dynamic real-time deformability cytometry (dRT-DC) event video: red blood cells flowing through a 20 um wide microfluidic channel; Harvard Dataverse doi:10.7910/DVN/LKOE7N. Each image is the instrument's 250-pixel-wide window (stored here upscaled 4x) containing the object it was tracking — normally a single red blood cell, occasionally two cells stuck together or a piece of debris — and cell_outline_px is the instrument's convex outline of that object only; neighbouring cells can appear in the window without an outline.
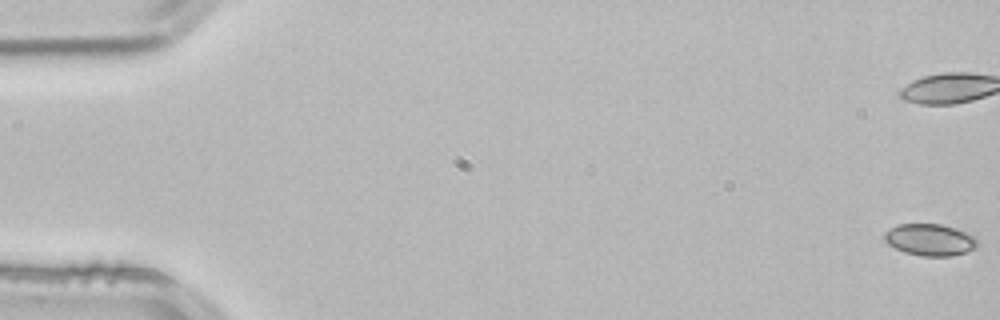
{"species": "common noctule bat (a hibernating species)", "species_latin": "Nyctalus noctula", "temperature_condition": "room temperature", "stored_images_in_passage": 17, "camera_frame_rate_fps": 3000, "um_per_image_px": 0.085, "animal": {"sex": "male", "body_mass_g": 21.5, "forearm_length_mm": 52.0}, "frame": {"image": 1, "passage_image": 1, "time_ms": 0.0, "image_size_px": [1000, 320], "cell_outline_px": [[976, 248], [952, 256], [920, 256], [904, 252], [888, 244], [884, 240], [884, 232], [888, 228], [896, 224], [940, 224], [956, 228], [968, 232], [976, 236]], "centroid_in_image_um": [79.03, 20.37], "position_along_channel_um": 6.0, "area_um2": 17.4}}